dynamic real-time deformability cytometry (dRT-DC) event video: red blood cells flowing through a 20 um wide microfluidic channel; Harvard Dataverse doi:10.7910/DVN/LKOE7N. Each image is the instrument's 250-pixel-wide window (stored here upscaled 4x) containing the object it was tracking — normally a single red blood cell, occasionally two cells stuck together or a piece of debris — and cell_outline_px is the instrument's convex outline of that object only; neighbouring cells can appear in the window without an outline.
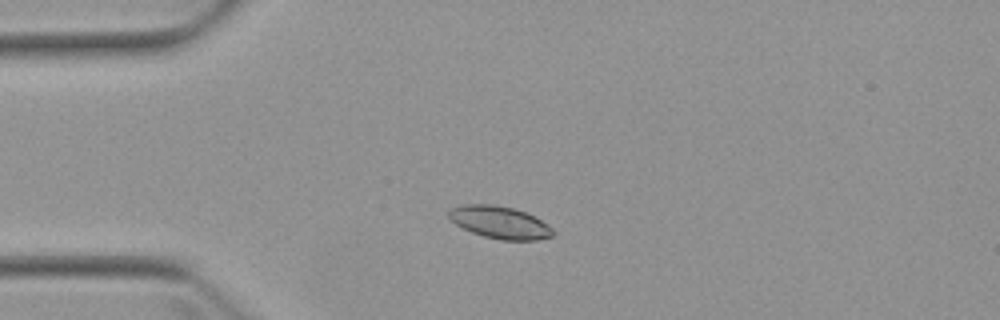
{"species": "Egyptian fruit bat (a non-hibernating species)", "species_latin": "Rousettus aegyptiacus", "temperature_condition": "warm", "stored_images_in_passage": 3, "camera_frame_rate_fps": 3000, "um_per_image_px": 0.085, "animal": {"sex": "female"}, "frame": {"image": 1, "passage_image": 3, "time_ms": 2.333, "image_size_px": [1000, 320], "cell_outline_px": [[556, 232], [552, 236], [536, 240], [500, 240], [484, 236], [472, 232], [448, 220], [448, 212], [452, 208], [460, 204], [492, 204], [512, 208], [528, 212], [548, 224]], "centroid_in_image_um": [42.49, 18.89], "position_along_channel_um": 42.5, "area_um2": 19.83}}